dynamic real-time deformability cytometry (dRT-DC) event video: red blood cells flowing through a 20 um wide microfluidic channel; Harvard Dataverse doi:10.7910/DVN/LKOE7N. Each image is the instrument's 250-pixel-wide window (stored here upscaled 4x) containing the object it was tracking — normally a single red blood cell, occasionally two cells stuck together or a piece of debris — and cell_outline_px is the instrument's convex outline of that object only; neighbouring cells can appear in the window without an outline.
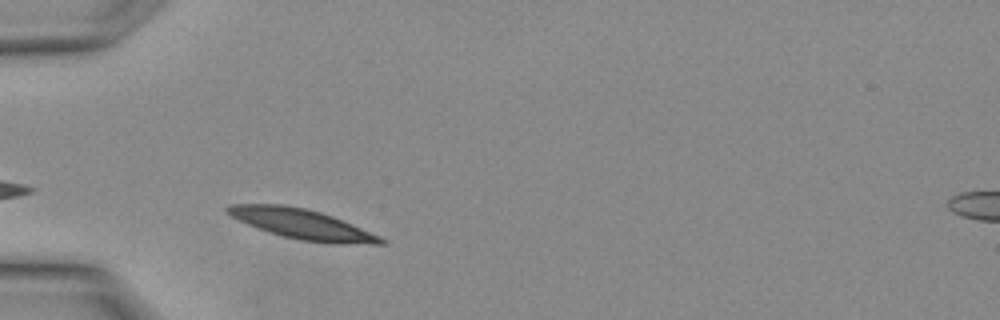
{"species": "Egyptian fruit bat (a non-hibernating species)", "species_latin": "Rousettus aegyptiacus", "temperature_condition": "warm", "stored_images_in_passage": 12, "camera_frame_rate_fps": 3000, "um_per_image_px": 0.085, "animal": {"sex": "female"}, "frame": {"image": 1, "passage_image": 4, "time_ms": 1.0, "image_size_px": [1000, 320], "cell_outline_px": [[388, 244], [328, 244], [300, 240], [268, 232], [248, 224], [232, 216], [224, 208], [232, 204], [284, 204], [308, 208], [332, 216], [352, 224], [380, 236], [388, 240]], "centroid_in_image_um": [25.74, 19.06], "position_along_channel_um": 59.3, "area_um2": 26.82}}
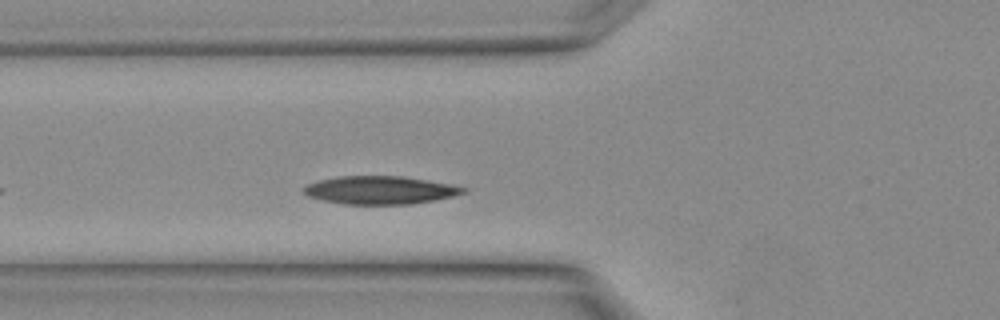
{"frame": {"image": 2, "passage_image": 6, "time_ms": 1.667, "image_size_px": [1000, 320], "cell_outline_px": [[468, 192], [452, 196], [412, 204], [344, 204], [324, 200], [308, 196], [304, 192], [304, 188], [308, 184], [320, 180], [340, 176], [400, 176], [448, 184], [468, 188]], "centroid_in_image_um": [32.32, 16.16], "position_along_channel_um": 93.5, "area_um2": 25.66}}
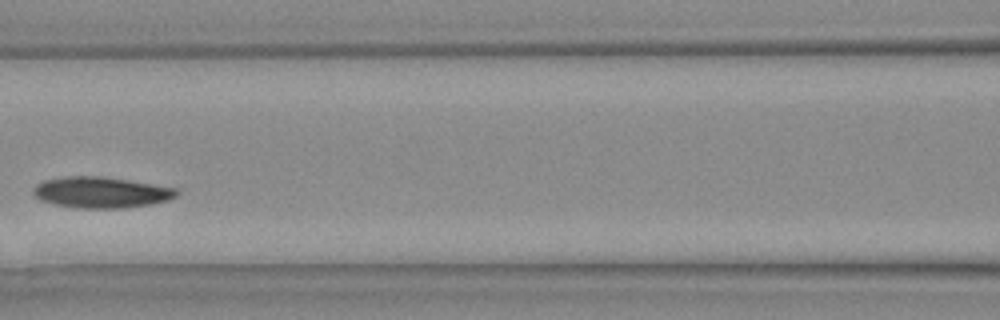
{"frame": {"image": 3, "passage_image": 9, "time_ms": 2.667, "image_size_px": [1000, 320], "cell_outline_px": [[180, 192], [176, 196], [168, 200], [152, 204], [128, 208], [76, 208], [52, 204], [40, 200], [32, 192], [32, 188], [36, 184], [44, 180], [68, 176], [100, 176], [128, 180], [176, 188]], "centroid_in_image_um": [8.58, 16.36], "position_along_channel_um": 158.0, "area_um2": 26.07}}